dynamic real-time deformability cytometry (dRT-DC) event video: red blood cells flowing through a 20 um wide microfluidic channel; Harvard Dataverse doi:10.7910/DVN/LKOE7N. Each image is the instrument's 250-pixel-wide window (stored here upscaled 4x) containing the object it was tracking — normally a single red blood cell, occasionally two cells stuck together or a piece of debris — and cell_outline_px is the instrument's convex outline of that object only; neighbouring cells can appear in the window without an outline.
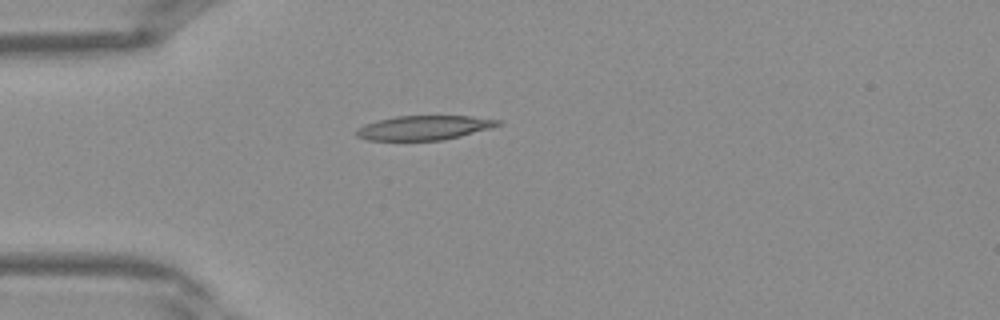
{"species": "Egyptian fruit bat (a non-hibernating species)", "species_latin": "Rousettus aegyptiacus", "temperature_condition": "warm", "stored_images_in_passage": 30, "camera_frame_rate_fps": 3000, "um_per_image_px": 0.085, "frame": {"image": 1, "passage_image": 1, "time_ms": 0.0, "image_size_px": [1000, 320], "cell_outline_px": [[504, 124], [492, 128], [444, 140], [368, 140], [356, 136], [356, 128], [364, 124], [376, 120], [396, 116], [468, 116], [504, 120]], "centroid_in_image_um": [36.08, 10.85], "position_along_channel_um": 48.9, "area_um2": 20.29}}
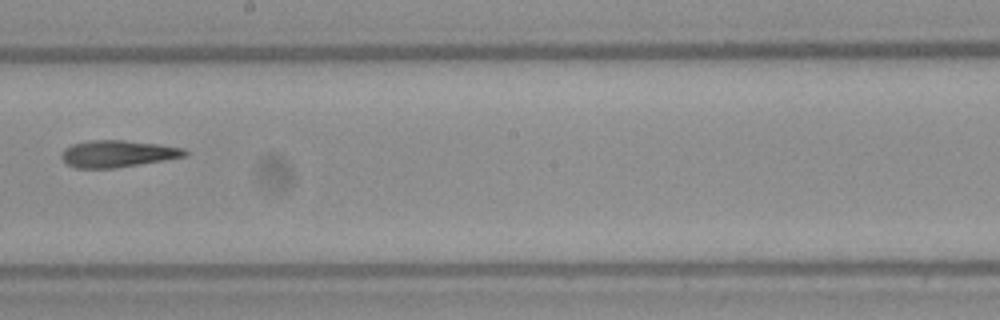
{"frame": {"image": 2, "passage_image": 13, "time_ms": 4.0, "image_size_px": [1000, 320], "cell_outline_px": [[188, 156], [164, 160], [112, 168], [76, 168], [68, 164], [60, 156], [64, 148], [72, 144], [88, 140], [124, 140], [160, 144], [184, 148], [188, 152]], "centroid_in_image_um": [10.01, 13.05], "position_along_channel_um": 238.2, "area_um2": 19.31}}
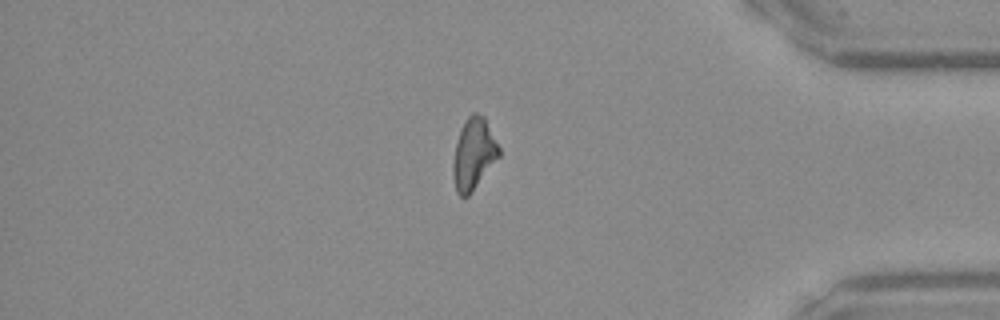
{"frame": {"image": 3, "passage_image": 24, "time_ms": 7.667, "image_size_px": [1000, 320], "cell_outline_px": [[500, 156], [468, 196], [460, 196], [456, 192], [452, 172], [452, 164], [456, 144], [460, 128], [468, 116], [472, 112], [476, 112], [484, 116], [500, 148]], "centroid_in_image_um": [40.25, 13.06], "position_along_channel_um": 394.9, "area_um2": 19.07}}